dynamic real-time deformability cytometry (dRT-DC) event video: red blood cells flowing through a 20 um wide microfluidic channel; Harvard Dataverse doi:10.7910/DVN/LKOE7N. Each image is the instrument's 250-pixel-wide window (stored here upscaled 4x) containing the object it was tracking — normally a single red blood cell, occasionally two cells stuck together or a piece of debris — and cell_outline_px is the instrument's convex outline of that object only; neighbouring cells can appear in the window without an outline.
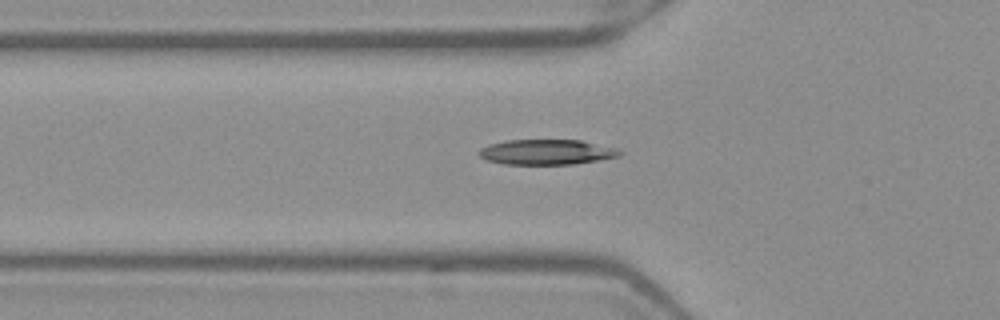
{"species": "Egyptian fruit bat (a non-hibernating species)", "species_latin": "Rousettus aegyptiacus", "temperature_condition": "warm", "stored_images_in_passage": 49, "camera_frame_rate_fps": 3000, "um_per_image_px": 0.085, "frame": {"image": 1, "passage_image": 18, "time_ms": 5.667, "image_size_px": [1000, 320], "cell_outline_px": [[624, 152], [620, 156], [572, 164], [504, 164], [488, 160], [480, 156], [476, 152], [480, 148], [488, 144], [508, 140], [580, 140], [616, 148]], "centroid_in_image_um": [46.44, 12.92], "position_along_channel_um": 79.4, "area_um2": 20.58}}
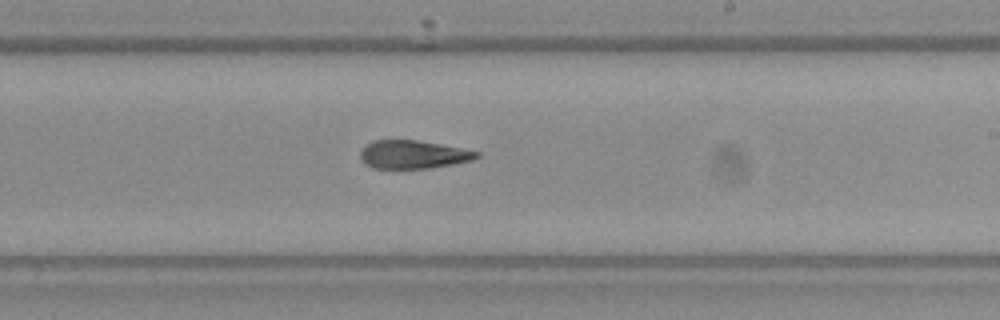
{"frame": {"image": 2, "passage_image": 31, "time_ms": 10.0, "image_size_px": [1000, 320], "cell_outline_px": [[480, 156], [472, 160], [452, 164], [428, 168], [372, 168], [364, 164], [360, 160], [360, 152], [364, 144], [372, 140], [416, 140], [440, 144], [480, 152]], "centroid_in_image_um": [35.05, 13.13], "position_along_channel_um": 253.9, "area_um2": 19.19}}
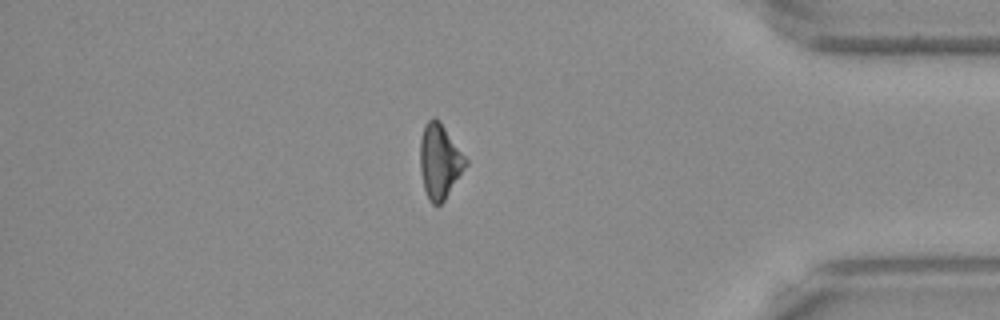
{"frame": {"image": 3, "passage_image": 44, "time_ms": 14.333, "image_size_px": [1000, 320], "cell_outline_px": [[468, 164], [444, 200], [440, 204], [432, 204], [428, 200], [424, 188], [420, 172], [420, 140], [424, 124], [432, 116], [440, 120], [468, 160]], "centroid_in_image_um": [37.36, 13.68], "position_along_channel_um": 397.8, "area_um2": 19.94}}